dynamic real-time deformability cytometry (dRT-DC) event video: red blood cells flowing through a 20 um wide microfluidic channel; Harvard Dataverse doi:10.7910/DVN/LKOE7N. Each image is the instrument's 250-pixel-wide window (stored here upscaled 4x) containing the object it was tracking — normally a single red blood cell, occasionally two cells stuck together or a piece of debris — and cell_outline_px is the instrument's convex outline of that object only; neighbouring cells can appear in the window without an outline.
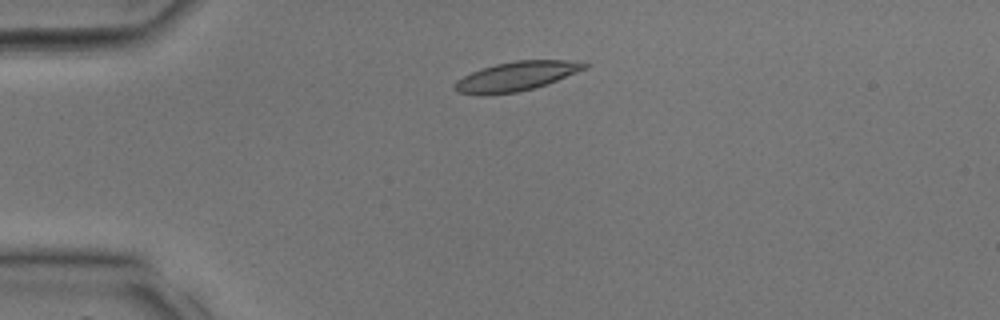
{"species": "common noctule bat (a hibernating species)", "species_latin": "Nyctalus noctula", "temperature_condition": "room temperature", "stored_images_in_passage": 27, "camera_frame_rate_fps": 3000, "um_per_image_px": 0.085, "animal": {"sex": "male", "body_mass_g": 17.9, "forearm_length_mm": 54.2}, "frame": {"image": 1, "passage_image": 1, "time_ms": 0.0, "image_size_px": [1000, 320], "cell_outline_px": [[588, 68], [548, 84], [516, 92], [456, 92], [452, 88], [456, 80], [472, 72], [496, 64], [516, 60], [588, 60]], "centroid_in_image_um": [44.04, 6.42], "position_along_channel_um": 41.0, "area_um2": 21.62}}
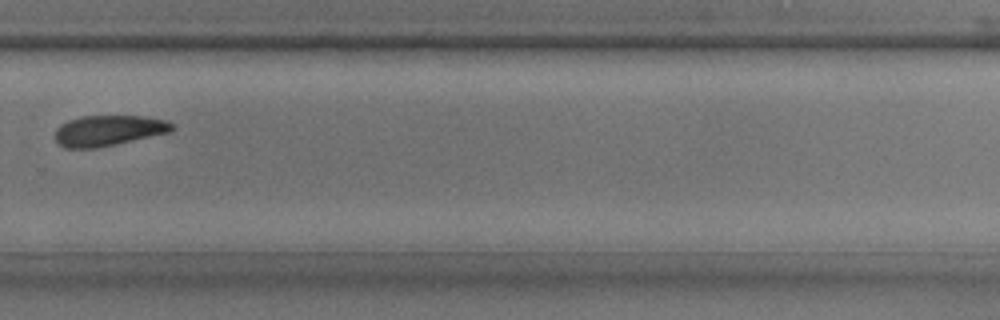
{"frame": {"image": 2, "passage_image": 17, "time_ms": 5.333, "image_size_px": [1000, 320], "cell_outline_px": [[176, 128], [168, 132], [96, 148], [64, 148], [56, 144], [56, 128], [60, 124], [68, 120], [80, 116], [144, 116], [164, 120], [172, 124]], "centroid_in_image_um": [9.15, 11.09], "position_along_channel_um": 320.6, "area_um2": 20.69}}
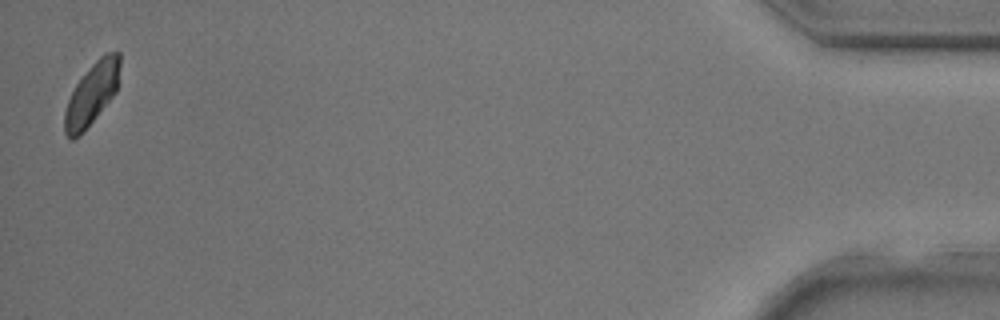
{"frame": {"image": 3, "passage_image": 27, "time_ms": 8.667, "image_size_px": [1000, 320], "cell_outline_px": [[120, 64], [116, 92], [80, 136], [72, 140], [64, 132], [64, 112], [68, 100], [76, 84], [92, 64], [104, 52], [120, 52]], "centroid_in_image_um": [7.8, 7.98], "position_along_channel_um": 427.4, "area_um2": 19.77}}